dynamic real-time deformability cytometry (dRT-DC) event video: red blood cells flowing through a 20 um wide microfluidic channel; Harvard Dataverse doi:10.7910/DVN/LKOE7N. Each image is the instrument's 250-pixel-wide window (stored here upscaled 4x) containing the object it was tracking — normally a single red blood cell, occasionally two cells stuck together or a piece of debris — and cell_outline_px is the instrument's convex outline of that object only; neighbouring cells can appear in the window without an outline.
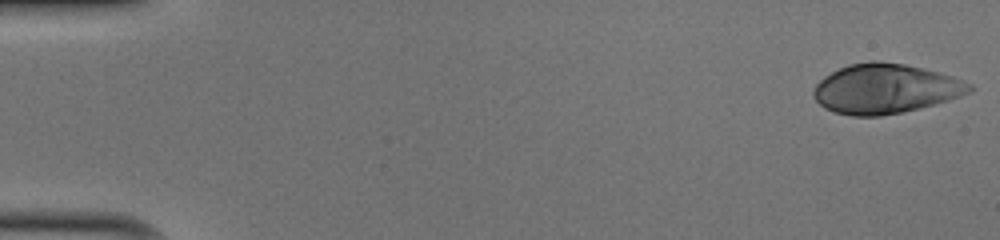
{"species": "human", "species_latin": "Homo sapiens", "temperature_condition": "cold", "stored_images_in_passage": 41, "camera_frame_rate_fps": 3000, "um_per_image_px": 0.085, "donor": {"sex": "male"}, "frame": {"image": 1, "passage_image": 1, "time_ms": 0.0, "image_size_px": [1000, 240], "cell_outline_px": [[976, 88], [972, 92], [948, 100], [920, 108], [904, 112], [880, 116], [852, 116], [836, 112], [824, 108], [812, 96], [812, 92], [816, 84], [824, 76], [848, 64], [872, 60], [876, 60], [904, 64], [952, 76], [972, 84]], "centroid_in_image_um": [75.25, 7.55], "position_along_channel_um": 9.7, "area_um2": 45.14}}
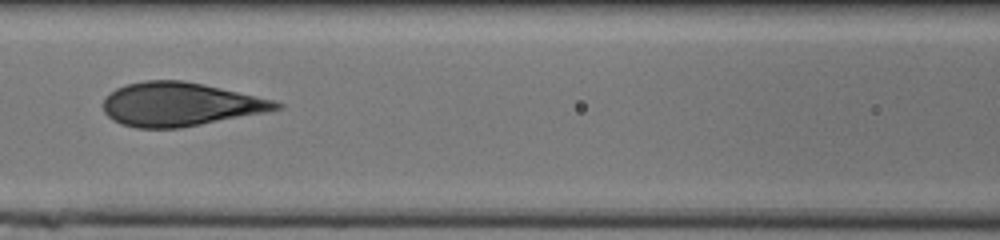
{"frame": {"image": 2, "passage_image": 23, "time_ms": 7.333, "image_size_px": [1000, 240], "cell_outline_px": [[284, 108], [264, 112], [180, 128], [136, 128], [120, 124], [112, 120], [104, 112], [104, 100], [116, 88], [128, 84], [144, 80], [184, 80], [204, 84], [272, 100], [284, 104]], "centroid_in_image_um": [15.28, 8.87], "position_along_channel_um": 151.3, "area_um2": 43.64}}
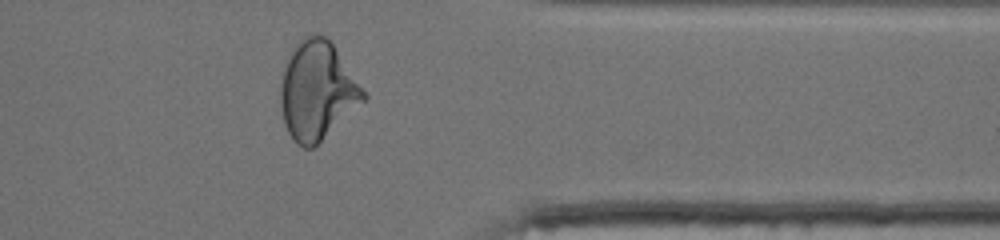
{"frame": {"image": 3, "passage_image": 41, "time_ms": 13.333, "image_size_px": [1000, 240], "cell_outline_px": [[368, 96], [364, 100], [312, 148], [304, 148], [296, 144], [288, 132], [284, 124], [280, 104], [280, 84], [284, 60], [288, 52], [304, 36], [312, 32], [316, 32], [324, 36], [332, 44]], "centroid_in_image_um": [26.89, 7.67], "position_along_channel_um": 384.5, "area_um2": 47.22}, "authors_computed_cell_mechanics": {"area_um2": 43.8702, "velocity_mm_per_s": 4.0435, "shape_relaxation_time_tau1_ms": 5.7113, "shape_relaxation_time_tau2_ms": null, "deformation_change_tau1": 0.2177, "deformation_change_tau2": null}}